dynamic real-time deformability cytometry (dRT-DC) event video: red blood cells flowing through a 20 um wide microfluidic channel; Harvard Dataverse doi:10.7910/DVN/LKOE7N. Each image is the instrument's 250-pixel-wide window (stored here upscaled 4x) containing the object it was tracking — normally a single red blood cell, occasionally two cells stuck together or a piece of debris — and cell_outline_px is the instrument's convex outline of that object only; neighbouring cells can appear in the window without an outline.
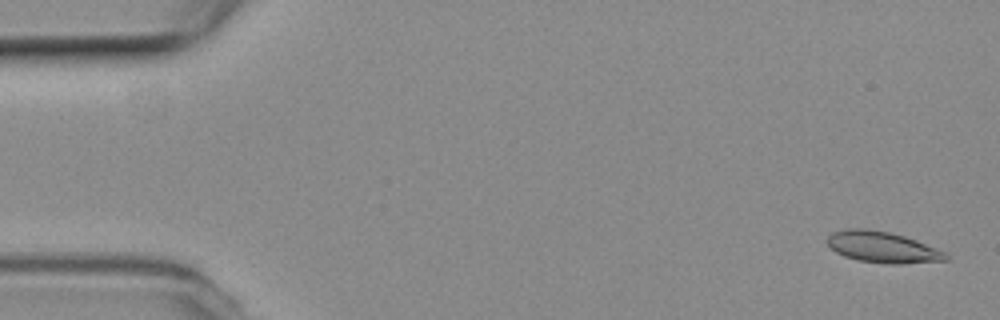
{"species": "common noctule bat (a hibernating species)", "species_latin": "Nyctalus noctula", "temperature_condition": "room temperature", "stored_images_in_passage": 16, "camera_frame_rate_fps": 3000, "um_per_image_px": 0.085, "animal": {"sex": "female", "body_mass_g": 19.3, "forearm_length_mm": 54.1}, "frame": {"image": 1, "passage_image": 2, "time_ms": 0.333, "image_size_px": [1000, 320], "cell_outline_px": [[952, 256], [948, 260], [900, 264], [888, 264], [856, 260], [844, 256], [836, 252], [828, 244], [828, 236], [832, 232], [844, 228], [868, 228], [888, 232], [904, 236], [916, 240], [944, 252]], "centroid_in_image_um": [75.01, 21.01], "position_along_channel_um": 10.0, "area_um2": 21.56}}
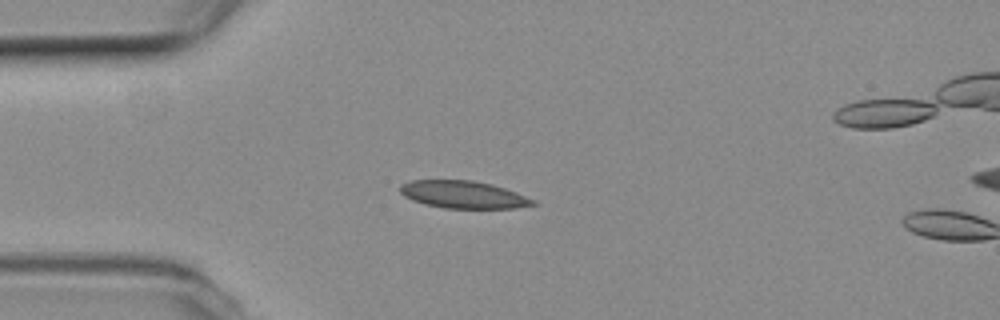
{"frame": {"image": 2, "passage_image": 14, "time_ms": 4.333, "image_size_px": [1000, 320], "cell_outline_px": [[540, 204], [516, 208], [444, 208], [424, 204], [412, 200], [404, 196], [400, 192], [400, 184], [412, 180], [472, 180], [492, 184], [516, 192], [536, 200]], "centroid_in_image_um": [39.41, 16.54], "position_along_channel_um": 45.6, "area_um2": 21.39}}